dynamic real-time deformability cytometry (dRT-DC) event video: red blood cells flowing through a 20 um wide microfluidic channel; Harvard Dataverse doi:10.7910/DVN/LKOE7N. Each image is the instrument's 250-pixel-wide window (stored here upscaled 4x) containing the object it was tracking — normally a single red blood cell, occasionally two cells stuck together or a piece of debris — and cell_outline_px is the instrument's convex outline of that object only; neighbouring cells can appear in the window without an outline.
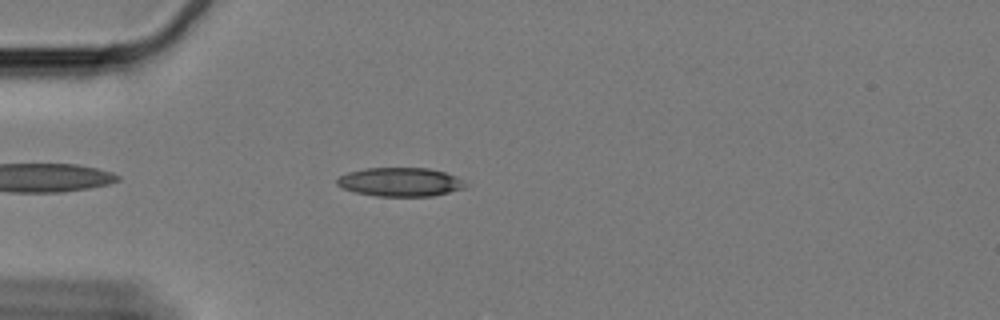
{"species": "Egyptian fruit bat (a non-hibernating species)", "species_latin": "Rousettus aegyptiacus", "temperature_condition": "cold", "stored_images_in_passage": 49, "camera_frame_rate_fps": 3000, "um_per_image_px": 0.085, "animal": {"sex": "female"}, "frame": {"image": 1, "passage_image": 5, "time_ms": 1.333, "image_size_px": [1000, 320], "cell_outline_px": [[468, 184], [464, 188], [432, 196], [376, 196], [356, 192], [344, 188], [336, 184], [336, 180], [340, 176], [348, 172], [364, 168], [428, 168], [444, 172]], "centroid_in_image_um": [33.98, 15.47], "position_along_channel_um": 51.0, "area_um2": 21.27}}
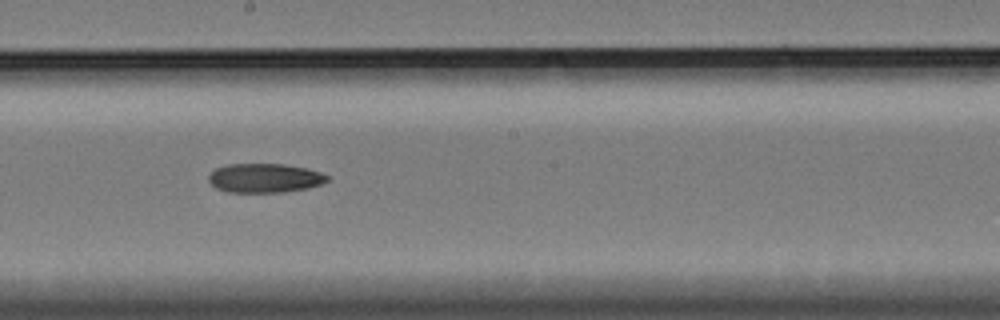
{"frame": {"image": 2, "passage_image": 22, "time_ms": 7.0, "image_size_px": [1000, 320], "cell_outline_px": [[328, 180], [320, 184], [308, 188], [284, 192], [228, 192], [216, 188], [208, 180], [208, 176], [216, 168], [228, 164], [284, 164], [308, 168], [320, 172], [328, 176]], "centroid_in_image_um": [22.5, 15.13], "position_along_channel_um": 225.7, "area_um2": 20.11}}
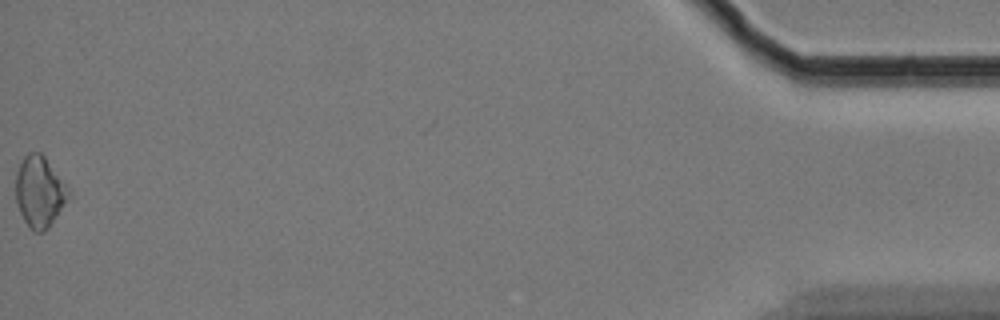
{"frame": {"image": 3, "passage_image": 49, "time_ms": 16.0, "image_size_px": [1000, 320], "cell_outline_px": [[72, 192], [48, 228], [44, 232], [32, 232], [24, 220], [20, 212], [16, 200], [16, 172], [24, 156], [28, 152], [40, 152], [44, 156]], "centroid_in_image_um": [3.35, 16.3], "position_along_channel_um": 431.8, "area_um2": 21.68}}